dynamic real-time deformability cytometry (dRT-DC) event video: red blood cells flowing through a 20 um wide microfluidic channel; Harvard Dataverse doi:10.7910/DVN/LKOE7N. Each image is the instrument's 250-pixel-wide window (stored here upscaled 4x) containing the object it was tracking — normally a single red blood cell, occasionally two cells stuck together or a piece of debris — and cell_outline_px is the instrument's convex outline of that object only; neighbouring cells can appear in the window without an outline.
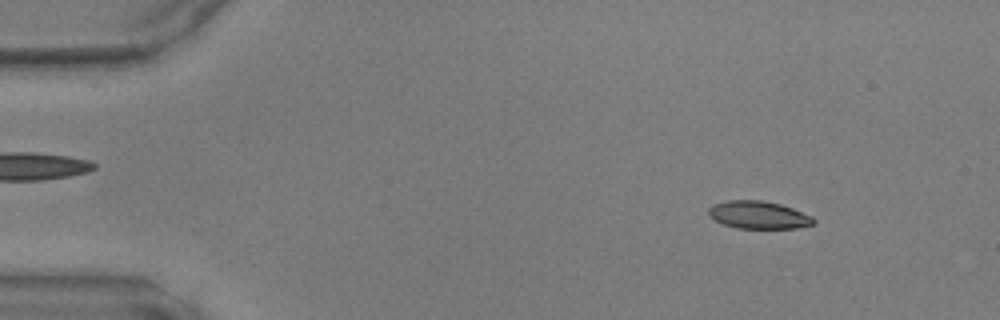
{"species": "common noctule bat (a hibernating species)", "species_latin": "Nyctalus noctula", "temperature_condition": "warm", "stored_images_in_passage": 11, "camera_frame_rate_fps": 3000, "um_per_image_px": 0.085, "animal": {"sex": "male", "body_mass_g": 17.9, "forearm_length_mm": 54.2}, "frame": {"image": 1, "passage_image": 5, "time_ms": 1.333, "image_size_px": [1000, 320], "cell_outline_px": [[816, 224], [796, 228], [736, 228], [724, 224], [708, 216], [708, 208], [712, 204], [728, 200], [760, 200], [780, 204], [792, 208], [812, 216], [816, 220]], "centroid_in_image_um": [64.47, 18.27], "position_along_channel_um": 20.5, "area_um2": 16.99}}